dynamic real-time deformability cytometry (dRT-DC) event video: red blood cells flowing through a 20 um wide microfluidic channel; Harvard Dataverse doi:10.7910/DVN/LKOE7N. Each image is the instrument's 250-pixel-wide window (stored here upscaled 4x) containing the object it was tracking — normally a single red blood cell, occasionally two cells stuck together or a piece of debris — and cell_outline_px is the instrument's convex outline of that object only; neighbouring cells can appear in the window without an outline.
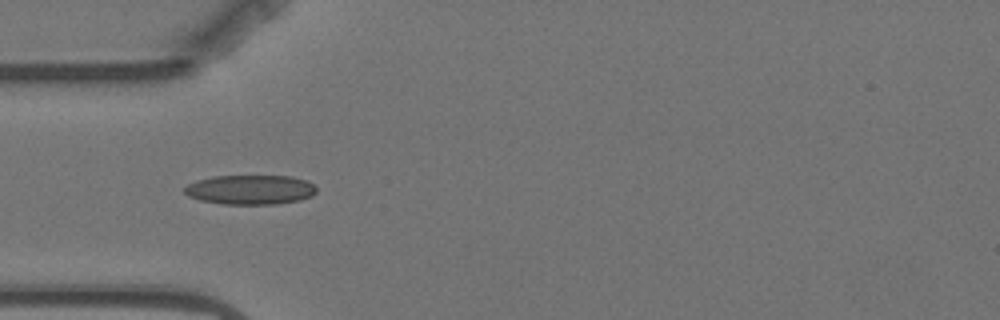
{"species": "Egyptian fruit bat (a non-hibernating species)", "species_latin": "Rousettus aegyptiacus", "temperature_condition": "warm", "stored_images_in_passage": 5, "camera_frame_rate_fps": 3000, "um_per_image_px": 0.085, "animal": {"sex": "female"}, "frame": {"image": 1, "passage_image": 5, "time_ms": 5.333, "image_size_px": [1000, 320], "cell_outline_px": [[316, 192], [312, 196], [300, 200], [276, 204], [220, 204], [200, 200], [188, 196], [184, 192], [184, 188], [188, 184], [196, 180], [212, 176], [292, 176], [308, 180], [316, 188]], "centroid_in_image_um": [21.28, 16.12], "position_along_channel_um": 63.7, "area_um2": 22.89}}